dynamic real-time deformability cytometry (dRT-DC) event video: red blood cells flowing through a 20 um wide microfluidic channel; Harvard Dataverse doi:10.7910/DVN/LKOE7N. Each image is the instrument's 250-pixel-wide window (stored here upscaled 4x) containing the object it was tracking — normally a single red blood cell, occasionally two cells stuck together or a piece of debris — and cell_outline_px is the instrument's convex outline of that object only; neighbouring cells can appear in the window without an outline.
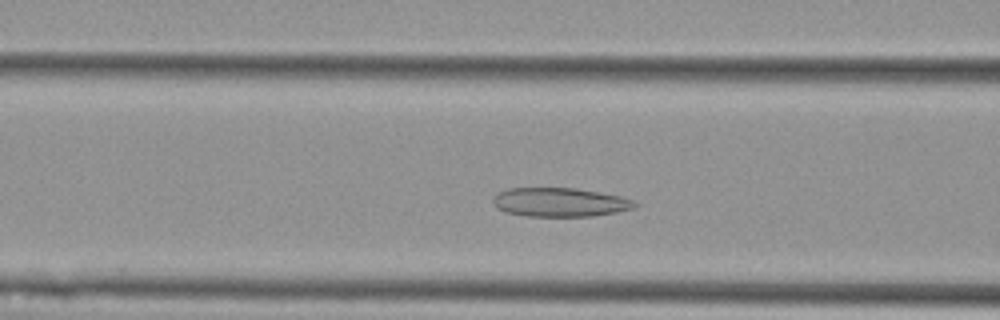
{"species": "Egyptian fruit bat (a non-hibernating species)", "species_latin": "Rousettus aegyptiacus", "temperature_condition": "cold", "stored_images_in_passage": 38, "camera_frame_rate_fps": 3000, "um_per_image_px": 0.085, "animal": {"sex": "female"}, "frame": {"image": 1, "passage_image": 12, "time_ms": 3.667, "image_size_px": [1000, 320], "cell_outline_px": [[636, 204], [632, 208], [616, 212], [592, 216], [524, 216], [504, 212], [496, 208], [492, 204], [492, 196], [496, 192], [508, 188], [576, 188], [620, 196], [632, 200]], "centroid_in_image_um": [47.47, 17.19], "position_along_channel_um": 119.1, "area_um2": 23.99}}
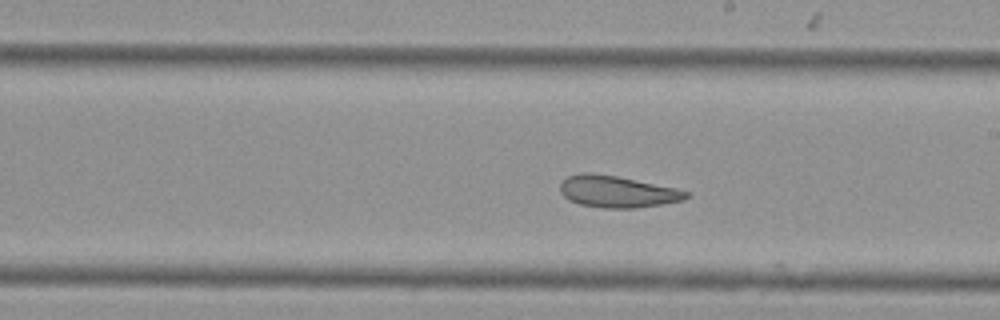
{"frame": {"image": 2, "passage_image": 22, "time_ms": 7.0, "image_size_px": [1000, 320], "cell_outline_px": [[688, 196], [684, 200], [636, 208], [600, 208], [580, 204], [568, 200], [560, 192], [560, 180], [568, 176], [580, 172], [592, 172], [616, 176], [676, 188], [688, 192]], "centroid_in_image_um": [52.4, 16.28], "position_along_channel_um": 236.6, "area_um2": 23.35}}
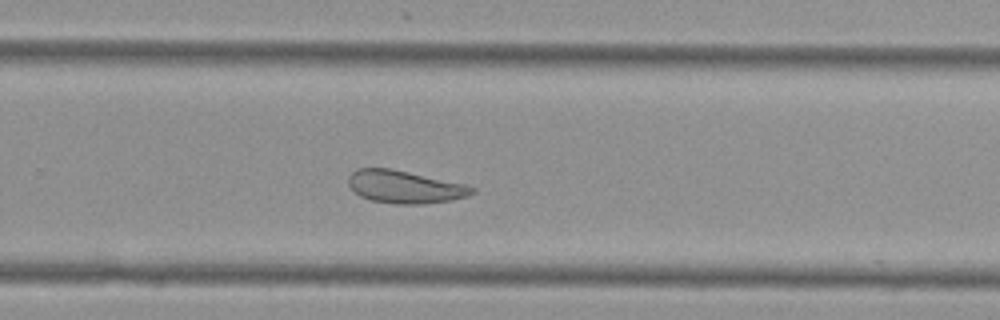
{"frame": {"image": 3, "passage_image": 27, "time_ms": 8.667, "image_size_px": [1000, 320], "cell_outline_px": [[476, 192], [468, 196], [452, 200], [424, 204], [396, 204], [372, 200], [360, 196], [348, 184], [348, 176], [356, 168], [392, 168], [464, 184], [476, 188]], "centroid_in_image_um": [34.42, 15.88], "position_along_channel_um": 295.4, "area_um2": 23.58}, "authors_computed_cell_mechanics": {"area_um2": 24.3049, "velocity_mm_per_s": 3.5422, "shape_relaxation_time_tau1_ms": null, "shape_relaxation_time_tau2_ms": 2.866, "deformation_change_tau1": null, "deformation_change_tau2": 0.0987}}